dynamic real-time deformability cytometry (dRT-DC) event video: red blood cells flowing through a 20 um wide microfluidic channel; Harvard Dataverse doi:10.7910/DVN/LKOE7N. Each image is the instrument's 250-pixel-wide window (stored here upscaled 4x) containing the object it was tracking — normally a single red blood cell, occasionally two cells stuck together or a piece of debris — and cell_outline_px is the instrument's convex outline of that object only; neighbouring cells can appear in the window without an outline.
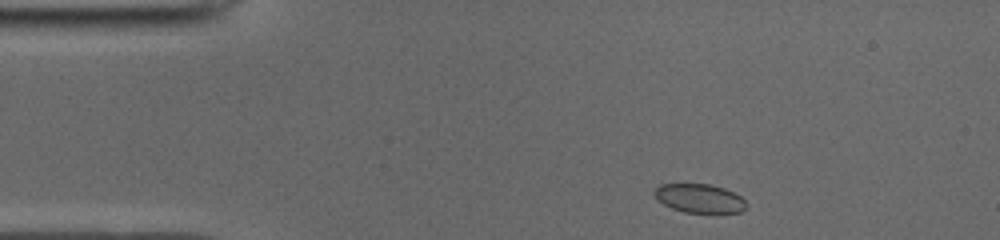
{"species": "common noctule bat (a hibernating species)", "species_latin": "Nyctalus noctula", "temperature_condition": "cold", "stored_images_in_passage": 44, "camera_frame_rate_fps": 3000, "um_per_image_px": 0.085, "animal": {"sex": "male", "body_mass_g": 19.0, "forearm_length_mm": 50.8}, "frame": {"image": 1, "passage_image": 1, "time_ms": 0.0, "image_size_px": [1000, 240], "cell_outline_px": [[744, 208], [740, 212], [684, 212], [672, 208], [664, 204], [652, 192], [660, 184], [708, 184], [724, 188], [740, 196], [744, 200]], "centroid_in_image_um": [59.42, 16.84], "position_along_channel_um": 25.6, "area_um2": 15.03}}
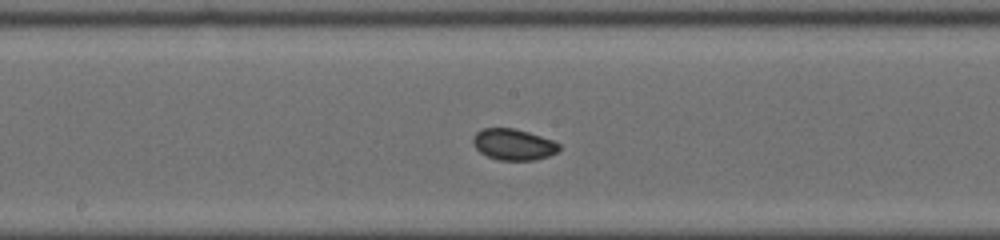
{"frame": {"image": 2, "passage_image": 19, "time_ms": 6.0, "image_size_px": [1000, 240], "cell_outline_px": [[560, 148], [556, 152], [548, 156], [536, 160], [500, 160], [488, 156], [480, 152], [476, 148], [472, 140], [476, 132], [484, 128], [512, 128], [528, 132], [552, 140], [560, 144]], "centroid_in_image_um": [43.64, 12.28], "position_along_channel_um": 204.6, "area_um2": 15.49}}
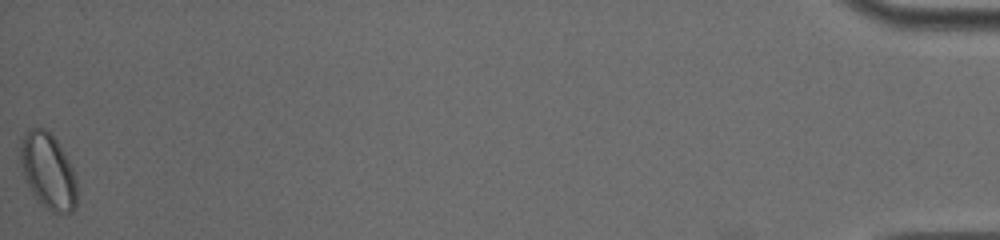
{"frame": {"image": 3, "passage_image": 44, "time_ms": 14.333, "image_size_px": [1000, 240], "cell_outline_px": [[76, 208], [72, 212], [52, 212], [44, 208], [40, 204], [28, 188], [24, 176], [20, 160], [20, 144], [24, 132], [28, 128], [44, 128], [60, 144], [76, 176]], "centroid_in_image_um": [4.07, 14.55], "position_along_channel_um": 431.1, "area_um2": 25.14}, "authors_computed_cell_mechanics": {"area_um2": 15.7794, "velocity_mm_per_s": 3.9358, "shape_relaxation_time_tau1_ms": 2.5217, "shape_relaxation_time_tau2_ms": null, "deformation_change_tau1": 0.0553, "deformation_change_tau2": null}}